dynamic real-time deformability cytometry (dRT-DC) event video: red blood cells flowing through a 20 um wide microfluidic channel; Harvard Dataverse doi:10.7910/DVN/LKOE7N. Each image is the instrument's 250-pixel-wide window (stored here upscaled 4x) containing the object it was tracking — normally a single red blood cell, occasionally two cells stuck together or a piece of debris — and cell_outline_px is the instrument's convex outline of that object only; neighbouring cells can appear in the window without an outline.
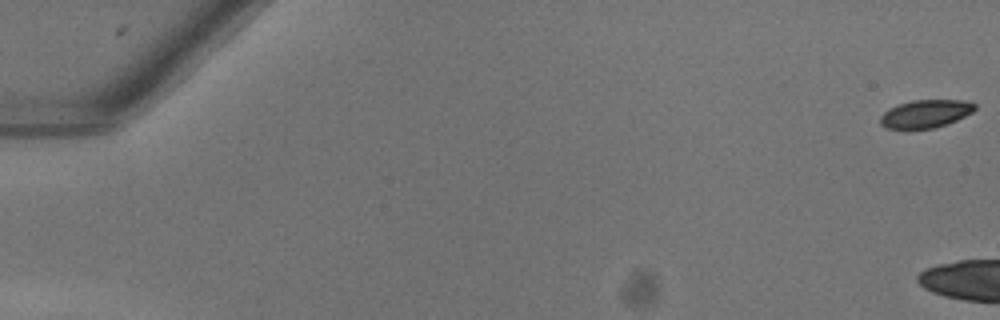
{"species": "common noctule bat (a hibernating species)", "species_latin": "Nyctalus noctula", "temperature_condition": "warm", "stored_images_in_passage": 6, "camera_frame_rate_fps": 3000, "um_per_image_px": 0.085, "animal": {"sex": "female"}, "frame": {"image": 1, "passage_image": 1, "time_ms": 0.0, "image_size_px": [1000, 320], "cell_outline_px": [[976, 108], [972, 112], [956, 120], [936, 128], [908, 132], [904, 132], [884, 128], [880, 124], [880, 116], [888, 108], [896, 104], [912, 100], [960, 100], [976, 104]], "centroid_in_image_um": [78.56, 9.73], "position_along_channel_um": 6.4, "area_um2": 16.18}}